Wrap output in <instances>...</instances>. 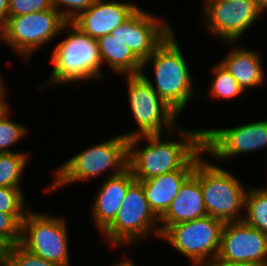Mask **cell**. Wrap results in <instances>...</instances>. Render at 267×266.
I'll return each instance as SVG.
<instances>
[{
    "mask_svg": "<svg viewBox=\"0 0 267 266\" xmlns=\"http://www.w3.org/2000/svg\"><path fill=\"white\" fill-rule=\"evenodd\" d=\"M177 140H163L161 135L138 136L129 139L128 168L136 181L170 173L179 169H194L205 154L204 129L177 126ZM146 146L140 147L142 141Z\"/></svg>",
    "mask_w": 267,
    "mask_h": 266,
    "instance_id": "1",
    "label": "cell"
},
{
    "mask_svg": "<svg viewBox=\"0 0 267 266\" xmlns=\"http://www.w3.org/2000/svg\"><path fill=\"white\" fill-rule=\"evenodd\" d=\"M63 33H67V36L51 52L50 63L53 68L48 80L42 84L54 87L65 83H86L92 80L100 82L105 79L97 40L82 32L72 22L63 25L60 34Z\"/></svg>",
    "mask_w": 267,
    "mask_h": 266,
    "instance_id": "2",
    "label": "cell"
},
{
    "mask_svg": "<svg viewBox=\"0 0 267 266\" xmlns=\"http://www.w3.org/2000/svg\"><path fill=\"white\" fill-rule=\"evenodd\" d=\"M175 37L173 30L142 63L141 74L159 97L180 115L179 113L184 111L195 94H198L195 92L196 81L190 74L189 66ZM148 64L153 67L154 83L144 72Z\"/></svg>",
    "mask_w": 267,
    "mask_h": 266,
    "instance_id": "3",
    "label": "cell"
},
{
    "mask_svg": "<svg viewBox=\"0 0 267 266\" xmlns=\"http://www.w3.org/2000/svg\"><path fill=\"white\" fill-rule=\"evenodd\" d=\"M129 139L122 134L82 150L53 170V182L43 191L52 193L70 184L109 173L108 177L121 174L128 168ZM111 171V172H110ZM79 181V182H78Z\"/></svg>",
    "mask_w": 267,
    "mask_h": 266,
    "instance_id": "4",
    "label": "cell"
},
{
    "mask_svg": "<svg viewBox=\"0 0 267 266\" xmlns=\"http://www.w3.org/2000/svg\"><path fill=\"white\" fill-rule=\"evenodd\" d=\"M203 158L198 160L194 171L200 182L207 215L224 223L242 221L248 188L233 173Z\"/></svg>",
    "mask_w": 267,
    "mask_h": 266,
    "instance_id": "5",
    "label": "cell"
},
{
    "mask_svg": "<svg viewBox=\"0 0 267 266\" xmlns=\"http://www.w3.org/2000/svg\"><path fill=\"white\" fill-rule=\"evenodd\" d=\"M131 115L137 129L122 133L128 139L146 135H161L164 131L173 137L176 133L178 114L172 110L154 91L141 74L123 75Z\"/></svg>",
    "mask_w": 267,
    "mask_h": 266,
    "instance_id": "6",
    "label": "cell"
},
{
    "mask_svg": "<svg viewBox=\"0 0 267 266\" xmlns=\"http://www.w3.org/2000/svg\"><path fill=\"white\" fill-rule=\"evenodd\" d=\"M161 237L159 218L145 197L142 184L135 181L126 193L115 219L102 231L107 243L114 247L133 246L147 235ZM132 244V245H131Z\"/></svg>",
    "mask_w": 267,
    "mask_h": 266,
    "instance_id": "7",
    "label": "cell"
},
{
    "mask_svg": "<svg viewBox=\"0 0 267 266\" xmlns=\"http://www.w3.org/2000/svg\"><path fill=\"white\" fill-rule=\"evenodd\" d=\"M224 222L209 215L170 226L160 237L191 261L190 266L214 263Z\"/></svg>",
    "mask_w": 267,
    "mask_h": 266,
    "instance_id": "8",
    "label": "cell"
},
{
    "mask_svg": "<svg viewBox=\"0 0 267 266\" xmlns=\"http://www.w3.org/2000/svg\"><path fill=\"white\" fill-rule=\"evenodd\" d=\"M67 21L53 7L49 10L8 17L1 27L0 39L23 59L33 57L43 45L60 35ZM31 56V57H30Z\"/></svg>",
    "mask_w": 267,
    "mask_h": 266,
    "instance_id": "9",
    "label": "cell"
},
{
    "mask_svg": "<svg viewBox=\"0 0 267 266\" xmlns=\"http://www.w3.org/2000/svg\"><path fill=\"white\" fill-rule=\"evenodd\" d=\"M65 217L29 209L22 221L20 244L29 252L60 266H70Z\"/></svg>",
    "mask_w": 267,
    "mask_h": 266,
    "instance_id": "10",
    "label": "cell"
},
{
    "mask_svg": "<svg viewBox=\"0 0 267 266\" xmlns=\"http://www.w3.org/2000/svg\"><path fill=\"white\" fill-rule=\"evenodd\" d=\"M203 23L219 40L239 42L241 36L266 12L258 0H204Z\"/></svg>",
    "mask_w": 267,
    "mask_h": 266,
    "instance_id": "11",
    "label": "cell"
},
{
    "mask_svg": "<svg viewBox=\"0 0 267 266\" xmlns=\"http://www.w3.org/2000/svg\"><path fill=\"white\" fill-rule=\"evenodd\" d=\"M204 148L208 156L221 161L266 149L267 119L232 128L204 129Z\"/></svg>",
    "mask_w": 267,
    "mask_h": 266,
    "instance_id": "12",
    "label": "cell"
},
{
    "mask_svg": "<svg viewBox=\"0 0 267 266\" xmlns=\"http://www.w3.org/2000/svg\"><path fill=\"white\" fill-rule=\"evenodd\" d=\"M214 263L267 266V235L243 220L224 223Z\"/></svg>",
    "mask_w": 267,
    "mask_h": 266,
    "instance_id": "13",
    "label": "cell"
},
{
    "mask_svg": "<svg viewBox=\"0 0 267 266\" xmlns=\"http://www.w3.org/2000/svg\"><path fill=\"white\" fill-rule=\"evenodd\" d=\"M163 18L139 8L110 35L127 45L143 63L174 30Z\"/></svg>",
    "mask_w": 267,
    "mask_h": 266,
    "instance_id": "14",
    "label": "cell"
},
{
    "mask_svg": "<svg viewBox=\"0 0 267 266\" xmlns=\"http://www.w3.org/2000/svg\"><path fill=\"white\" fill-rule=\"evenodd\" d=\"M137 5L117 0H95L71 22L97 40L127 21L139 9Z\"/></svg>",
    "mask_w": 267,
    "mask_h": 266,
    "instance_id": "15",
    "label": "cell"
},
{
    "mask_svg": "<svg viewBox=\"0 0 267 266\" xmlns=\"http://www.w3.org/2000/svg\"><path fill=\"white\" fill-rule=\"evenodd\" d=\"M129 168L116 176L107 177L95 192L91 216L100 233L115 219L128 188L135 182Z\"/></svg>",
    "mask_w": 267,
    "mask_h": 266,
    "instance_id": "16",
    "label": "cell"
},
{
    "mask_svg": "<svg viewBox=\"0 0 267 266\" xmlns=\"http://www.w3.org/2000/svg\"><path fill=\"white\" fill-rule=\"evenodd\" d=\"M207 215L197 173L184 181L170 207L159 219L161 235L172 225L192 221Z\"/></svg>",
    "mask_w": 267,
    "mask_h": 266,
    "instance_id": "17",
    "label": "cell"
},
{
    "mask_svg": "<svg viewBox=\"0 0 267 266\" xmlns=\"http://www.w3.org/2000/svg\"><path fill=\"white\" fill-rule=\"evenodd\" d=\"M233 48L220 60L232 77L246 93L250 88L262 87L265 81L261 54L247 47L237 46L238 42H228ZM236 44V45H235Z\"/></svg>",
    "mask_w": 267,
    "mask_h": 266,
    "instance_id": "18",
    "label": "cell"
},
{
    "mask_svg": "<svg viewBox=\"0 0 267 266\" xmlns=\"http://www.w3.org/2000/svg\"><path fill=\"white\" fill-rule=\"evenodd\" d=\"M193 171L194 169H179L139 181L150 208L159 219L170 207L180 187Z\"/></svg>",
    "mask_w": 267,
    "mask_h": 266,
    "instance_id": "19",
    "label": "cell"
},
{
    "mask_svg": "<svg viewBox=\"0 0 267 266\" xmlns=\"http://www.w3.org/2000/svg\"><path fill=\"white\" fill-rule=\"evenodd\" d=\"M102 65L114 71L116 75L139 74L142 70V62L133 54L127 45L110 34L97 39Z\"/></svg>",
    "mask_w": 267,
    "mask_h": 266,
    "instance_id": "20",
    "label": "cell"
},
{
    "mask_svg": "<svg viewBox=\"0 0 267 266\" xmlns=\"http://www.w3.org/2000/svg\"><path fill=\"white\" fill-rule=\"evenodd\" d=\"M247 187L243 221L267 235V189Z\"/></svg>",
    "mask_w": 267,
    "mask_h": 266,
    "instance_id": "21",
    "label": "cell"
},
{
    "mask_svg": "<svg viewBox=\"0 0 267 266\" xmlns=\"http://www.w3.org/2000/svg\"><path fill=\"white\" fill-rule=\"evenodd\" d=\"M24 151L0 153V187L20 188L30 153ZM25 168V169H24Z\"/></svg>",
    "mask_w": 267,
    "mask_h": 266,
    "instance_id": "22",
    "label": "cell"
},
{
    "mask_svg": "<svg viewBox=\"0 0 267 266\" xmlns=\"http://www.w3.org/2000/svg\"><path fill=\"white\" fill-rule=\"evenodd\" d=\"M213 80L209 86V95L212 99L234 100L245 92L239 86L238 82L232 77L229 71L219 61L213 67ZM244 93V94H243Z\"/></svg>",
    "mask_w": 267,
    "mask_h": 266,
    "instance_id": "23",
    "label": "cell"
},
{
    "mask_svg": "<svg viewBox=\"0 0 267 266\" xmlns=\"http://www.w3.org/2000/svg\"><path fill=\"white\" fill-rule=\"evenodd\" d=\"M10 110L0 118V153L18 152V150H11L10 146L12 147L22 138H26L29 131L26 125L10 119V112H12Z\"/></svg>",
    "mask_w": 267,
    "mask_h": 266,
    "instance_id": "24",
    "label": "cell"
},
{
    "mask_svg": "<svg viewBox=\"0 0 267 266\" xmlns=\"http://www.w3.org/2000/svg\"><path fill=\"white\" fill-rule=\"evenodd\" d=\"M25 214L0 212V242L5 247L21 242L22 221Z\"/></svg>",
    "mask_w": 267,
    "mask_h": 266,
    "instance_id": "25",
    "label": "cell"
},
{
    "mask_svg": "<svg viewBox=\"0 0 267 266\" xmlns=\"http://www.w3.org/2000/svg\"><path fill=\"white\" fill-rule=\"evenodd\" d=\"M6 266H60L25 249L20 243L5 247Z\"/></svg>",
    "mask_w": 267,
    "mask_h": 266,
    "instance_id": "26",
    "label": "cell"
},
{
    "mask_svg": "<svg viewBox=\"0 0 267 266\" xmlns=\"http://www.w3.org/2000/svg\"><path fill=\"white\" fill-rule=\"evenodd\" d=\"M23 193L20 188L0 187V212L26 213L30 208L25 205Z\"/></svg>",
    "mask_w": 267,
    "mask_h": 266,
    "instance_id": "27",
    "label": "cell"
},
{
    "mask_svg": "<svg viewBox=\"0 0 267 266\" xmlns=\"http://www.w3.org/2000/svg\"><path fill=\"white\" fill-rule=\"evenodd\" d=\"M51 8V0H9L8 17L49 10Z\"/></svg>",
    "mask_w": 267,
    "mask_h": 266,
    "instance_id": "28",
    "label": "cell"
},
{
    "mask_svg": "<svg viewBox=\"0 0 267 266\" xmlns=\"http://www.w3.org/2000/svg\"><path fill=\"white\" fill-rule=\"evenodd\" d=\"M94 1L95 0H51V4L55 10L61 13L67 22H71L81 12L87 10Z\"/></svg>",
    "mask_w": 267,
    "mask_h": 266,
    "instance_id": "29",
    "label": "cell"
},
{
    "mask_svg": "<svg viewBox=\"0 0 267 266\" xmlns=\"http://www.w3.org/2000/svg\"><path fill=\"white\" fill-rule=\"evenodd\" d=\"M6 87L8 88L7 84H5L1 89H0V118L6 114V112L11 109L9 102H7L8 99H6V97L8 95H6L8 92L6 89Z\"/></svg>",
    "mask_w": 267,
    "mask_h": 266,
    "instance_id": "30",
    "label": "cell"
},
{
    "mask_svg": "<svg viewBox=\"0 0 267 266\" xmlns=\"http://www.w3.org/2000/svg\"><path fill=\"white\" fill-rule=\"evenodd\" d=\"M9 0H0V27H2L8 19Z\"/></svg>",
    "mask_w": 267,
    "mask_h": 266,
    "instance_id": "31",
    "label": "cell"
},
{
    "mask_svg": "<svg viewBox=\"0 0 267 266\" xmlns=\"http://www.w3.org/2000/svg\"><path fill=\"white\" fill-rule=\"evenodd\" d=\"M126 258L121 261H118L117 263L114 262L112 266H136L133 261L130 259V256H125ZM129 257V258H128Z\"/></svg>",
    "mask_w": 267,
    "mask_h": 266,
    "instance_id": "32",
    "label": "cell"
},
{
    "mask_svg": "<svg viewBox=\"0 0 267 266\" xmlns=\"http://www.w3.org/2000/svg\"><path fill=\"white\" fill-rule=\"evenodd\" d=\"M209 266H258V265H251V264H226V263H212Z\"/></svg>",
    "mask_w": 267,
    "mask_h": 266,
    "instance_id": "33",
    "label": "cell"
},
{
    "mask_svg": "<svg viewBox=\"0 0 267 266\" xmlns=\"http://www.w3.org/2000/svg\"><path fill=\"white\" fill-rule=\"evenodd\" d=\"M260 6L267 12V0H258Z\"/></svg>",
    "mask_w": 267,
    "mask_h": 266,
    "instance_id": "34",
    "label": "cell"
},
{
    "mask_svg": "<svg viewBox=\"0 0 267 266\" xmlns=\"http://www.w3.org/2000/svg\"><path fill=\"white\" fill-rule=\"evenodd\" d=\"M5 254V246L0 242V258Z\"/></svg>",
    "mask_w": 267,
    "mask_h": 266,
    "instance_id": "35",
    "label": "cell"
},
{
    "mask_svg": "<svg viewBox=\"0 0 267 266\" xmlns=\"http://www.w3.org/2000/svg\"><path fill=\"white\" fill-rule=\"evenodd\" d=\"M0 266H6V257H5V254L0 258Z\"/></svg>",
    "mask_w": 267,
    "mask_h": 266,
    "instance_id": "36",
    "label": "cell"
},
{
    "mask_svg": "<svg viewBox=\"0 0 267 266\" xmlns=\"http://www.w3.org/2000/svg\"><path fill=\"white\" fill-rule=\"evenodd\" d=\"M1 74H2V72L0 73V89L6 84L4 81V78H3L4 76Z\"/></svg>",
    "mask_w": 267,
    "mask_h": 266,
    "instance_id": "37",
    "label": "cell"
},
{
    "mask_svg": "<svg viewBox=\"0 0 267 266\" xmlns=\"http://www.w3.org/2000/svg\"><path fill=\"white\" fill-rule=\"evenodd\" d=\"M225 1L233 2V1H236V0H225ZM239 1H240V0H239Z\"/></svg>",
    "mask_w": 267,
    "mask_h": 266,
    "instance_id": "38",
    "label": "cell"
}]
</instances>
